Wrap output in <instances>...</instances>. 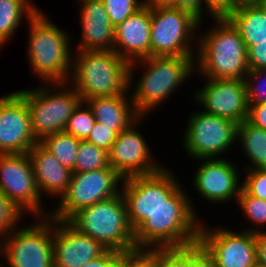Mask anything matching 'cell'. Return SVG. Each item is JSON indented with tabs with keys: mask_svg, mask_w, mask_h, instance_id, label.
Here are the masks:
<instances>
[{
	"mask_svg": "<svg viewBox=\"0 0 266 267\" xmlns=\"http://www.w3.org/2000/svg\"><path fill=\"white\" fill-rule=\"evenodd\" d=\"M182 185L134 230L137 249H163L188 264L197 249L200 219Z\"/></svg>",
	"mask_w": 266,
	"mask_h": 267,
	"instance_id": "6da1fadb",
	"label": "cell"
},
{
	"mask_svg": "<svg viewBox=\"0 0 266 267\" xmlns=\"http://www.w3.org/2000/svg\"><path fill=\"white\" fill-rule=\"evenodd\" d=\"M143 69L136 80L135 71ZM195 73V57H147L130 63L129 91L134 108L147 116L164 105L179 87ZM133 83V84H132ZM135 84V86H134ZM132 91V92H131ZM158 106V107H157Z\"/></svg>",
	"mask_w": 266,
	"mask_h": 267,
	"instance_id": "7a4b0ae2",
	"label": "cell"
},
{
	"mask_svg": "<svg viewBox=\"0 0 266 267\" xmlns=\"http://www.w3.org/2000/svg\"><path fill=\"white\" fill-rule=\"evenodd\" d=\"M206 32L198 30L195 76L212 79H243L248 73V50L238 29L228 18H212Z\"/></svg>",
	"mask_w": 266,
	"mask_h": 267,
	"instance_id": "3957f363",
	"label": "cell"
},
{
	"mask_svg": "<svg viewBox=\"0 0 266 267\" xmlns=\"http://www.w3.org/2000/svg\"><path fill=\"white\" fill-rule=\"evenodd\" d=\"M39 9L26 22L28 25V48L26 51L31 73L42 83L68 82L72 73V37L56 26ZM32 68V69H31Z\"/></svg>",
	"mask_w": 266,
	"mask_h": 267,
	"instance_id": "277c9868",
	"label": "cell"
},
{
	"mask_svg": "<svg viewBox=\"0 0 266 267\" xmlns=\"http://www.w3.org/2000/svg\"><path fill=\"white\" fill-rule=\"evenodd\" d=\"M129 67L130 63L112 50L75 51L68 83L82 101L128 93Z\"/></svg>",
	"mask_w": 266,
	"mask_h": 267,
	"instance_id": "5b68a950",
	"label": "cell"
},
{
	"mask_svg": "<svg viewBox=\"0 0 266 267\" xmlns=\"http://www.w3.org/2000/svg\"><path fill=\"white\" fill-rule=\"evenodd\" d=\"M67 222L108 249L119 252L137 249L121 191L111 198L79 209Z\"/></svg>",
	"mask_w": 266,
	"mask_h": 267,
	"instance_id": "8992f818",
	"label": "cell"
},
{
	"mask_svg": "<svg viewBox=\"0 0 266 267\" xmlns=\"http://www.w3.org/2000/svg\"><path fill=\"white\" fill-rule=\"evenodd\" d=\"M41 84L37 88L16 91L28 105L31 129L37 142L64 132L69 117L82 102L68 82Z\"/></svg>",
	"mask_w": 266,
	"mask_h": 267,
	"instance_id": "52a82bcc",
	"label": "cell"
},
{
	"mask_svg": "<svg viewBox=\"0 0 266 267\" xmlns=\"http://www.w3.org/2000/svg\"><path fill=\"white\" fill-rule=\"evenodd\" d=\"M206 224L201 221L197 249L187 267H252L257 262L254 232Z\"/></svg>",
	"mask_w": 266,
	"mask_h": 267,
	"instance_id": "ba28073f",
	"label": "cell"
},
{
	"mask_svg": "<svg viewBox=\"0 0 266 267\" xmlns=\"http://www.w3.org/2000/svg\"><path fill=\"white\" fill-rule=\"evenodd\" d=\"M199 24L187 11L172 6L152 8L150 56L195 57Z\"/></svg>",
	"mask_w": 266,
	"mask_h": 267,
	"instance_id": "9c48e42d",
	"label": "cell"
},
{
	"mask_svg": "<svg viewBox=\"0 0 266 267\" xmlns=\"http://www.w3.org/2000/svg\"><path fill=\"white\" fill-rule=\"evenodd\" d=\"M20 227L0 240V258L5 261L0 267H54L53 217H35Z\"/></svg>",
	"mask_w": 266,
	"mask_h": 267,
	"instance_id": "30bf717a",
	"label": "cell"
},
{
	"mask_svg": "<svg viewBox=\"0 0 266 267\" xmlns=\"http://www.w3.org/2000/svg\"><path fill=\"white\" fill-rule=\"evenodd\" d=\"M191 113L181 142L187 157L192 160L223 158L221 155L231 152L232 145L237 143V123L203 109Z\"/></svg>",
	"mask_w": 266,
	"mask_h": 267,
	"instance_id": "8fae6325",
	"label": "cell"
},
{
	"mask_svg": "<svg viewBox=\"0 0 266 267\" xmlns=\"http://www.w3.org/2000/svg\"><path fill=\"white\" fill-rule=\"evenodd\" d=\"M166 165L159 171L123 179L121 193L127 206L129 224L135 230L152 212L161 207L182 185ZM180 182V183H179Z\"/></svg>",
	"mask_w": 266,
	"mask_h": 267,
	"instance_id": "7c38bea8",
	"label": "cell"
},
{
	"mask_svg": "<svg viewBox=\"0 0 266 267\" xmlns=\"http://www.w3.org/2000/svg\"><path fill=\"white\" fill-rule=\"evenodd\" d=\"M122 182L123 178L112 167L74 172L68 190L59 199L56 209H51L50 216L67 221L79 209L117 195Z\"/></svg>",
	"mask_w": 266,
	"mask_h": 267,
	"instance_id": "4fadbf2b",
	"label": "cell"
},
{
	"mask_svg": "<svg viewBox=\"0 0 266 267\" xmlns=\"http://www.w3.org/2000/svg\"><path fill=\"white\" fill-rule=\"evenodd\" d=\"M0 192L25 216H50L38 191L28 153L0 154Z\"/></svg>",
	"mask_w": 266,
	"mask_h": 267,
	"instance_id": "5bb4252c",
	"label": "cell"
},
{
	"mask_svg": "<svg viewBox=\"0 0 266 267\" xmlns=\"http://www.w3.org/2000/svg\"><path fill=\"white\" fill-rule=\"evenodd\" d=\"M147 116H140L129 127L118 134L109 154V165L123 178L149 175L165 165L153 157L152 148L142 135L140 125ZM139 126V127H138Z\"/></svg>",
	"mask_w": 266,
	"mask_h": 267,
	"instance_id": "9a60e30c",
	"label": "cell"
},
{
	"mask_svg": "<svg viewBox=\"0 0 266 267\" xmlns=\"http://www.w3.org/2000/svg\"><path fill=\"white\" fill-rule=\"evenodd\" d=\"M227 158V159H226ZM198 159L199 166L192 177V188L209 204L237 202L242 188V173L228 157ZM232 162H231V161ZM201 163V164H200Z\"/></svg>",
	"mask_w": 266,
	"mask_h": 267,
	"instance_id": "2e32d148",
	"label": "cell"
},
{
	"mask_svg": "<svg viewBox=\"0 0 266 267\" xmlns=\"http://www.w3.org/2000/svg\"><path fill=\"white\" fill-rule=\"evenodd\" d=\"M206 84L194 91L203 111L241 124L248 116L246 86L243 79L204 78Z\"/></svg>",
	"mask_w": 266,
	"mask_h": 267,
	"instance_id": "e0dca14e",
	"label": "cell"
},
{
	"mask_svg": "<svg viewBox=\"0 0 266 267\" xmlns=\"http://www.w3.org/2000/svg\"><path fill=\"white\" fill-rule=\"evenodd\" d=\"M36 143L26 101L16 91L0 96V154L28 153Z\"/></svg>",
	"mask_w": 266,
	"mask_h": 267,
	"instance_id": "ac0fdd59",
	"label": "cell"
},
{
	"mask_svg": "<svg viewBox=\"0 0 266 267\" xmlns=\"http://www.w3.org/2000/svg\"><path fill=\"white\" fill-rule=\"evenodd\" d=\"M52 247L54 267H81L108 250L101 242L78 232L67 221L55 218Z\"/></svg>",
	"mask_w": 266,
	"mask_h": 267,
	"instance_id": "d6986e66",
	"label": "cell"
},
{
	"mask_svg": "<svg viewBox=\"0 0 266 267\" xmlns=\"http://www.w3.org/2000/svg\"><path fill=\"white\" fill-rule=\"evenodd\" d=\"M151 9L142 6L114 28V51L127 62L150 57Z\"/></svg>",
	"mask_w": 266,
	"mask_h": 267,
	"instance_id": "ffe728a7",
	"label": "cell"
},
{
	"mask_svg": "<svg viewBox=\"0 0 266 267\" xmlns=\"http://www.w3.org/2000/svg\"><path fill=\"white\" fill-rule=\"evenodd\" d=\"M81 39L74 48L82 50L114 51L115 32L101 0H79Z\"/></svg>",
	"mask_w": 266,
	"mask_h": 267,
	"instance_id": "44dd1931",
	"label": "cell"
},
{
	"mask_svg": "<svg viewBox=\"0 0 266 267\" xmlns=\"http://www.w3.org/2000/svg\"><path fill=\"white\" fill-rule=\"evenodd\" d=\"M28 154L33 165L36 185L42 198L50 196L51 199L53 197L60 199L68 190L72 170L62 165L39 142L28 151Z\"/></svg>",
	"mask_w": 266,
	"mask_h": 267,
	"instance_id": "7402d4cb",
	"label": "cell"
},
{
	"mask_svg": "<svg viewBox=\"0 0 266 267\" xmlns=\"http://www.w3.org/2000/svg\"><path fill=\"white\" fill-rule=\"evenodd\" d=\"M84 102L95 120L118 134L135 122L140 115L134 108L130 93L115 96L93 97Z\"/></svg>",
	"mask_w": 266,
	"mask_h": 267,
	"instance_id": "603a6c76",
	"label": "cell"
},
{
	"mask_svg": "<svg viewBox=\"0 0 266 267\" xmlns=\"http://www.w3.org/2000/svg\"><path fill=\"white\" fill-rule=\"evenodd\" d=\"M227 18L238 29L247 49L266 39V2L238 7Z\"/></svg>",
	"mask_w": 266,
	"mask_h": 267,
	"instance_id": "cb8c5ba5",
	"label": "cell"
},
{
	"mask_svg": "<svg viewBox=\"0 0 266 267\" xmlns=\"http://www.w3.org/2000/svg\"><path fill=\"white\" fill-rule=\"evenodd\" d=\"M236 146L240 148L249 160L244 170L266 168V130L251 124L247 119L238 124Z\"/></svg>",
	"mask_w": 266,
	"mask_h": 267,
	"instance_id": "d4e9b609",
	"label": "cell"
},
{
	"mask_svg": "<svg viewBox=\"0 0 266 267\" xmlns=\"http://www.w3.org/2000/svg\"><path fill=\"white\" fill-rule=\"evenodd\" d=\"M39 10L32 0H0V51L20 28Z\"/></svg>",
	"mask_w": 266,
	"mask_h": 267,
	"instance_id": "484cf974",
	"label": "cell"
},
{
	"mask_svg": "<svg viewBox=\"0 0 266 267\" xmlns=\"http://www.w3.org/2000/svg\"><path fill=\"white\" fill-rule=\"evenodd\" d=\"M117 267H187V264L167 250L134 249L120 252Z\"/></svg>",
	"mask_w": 266,
	"mask_h": 267,
	"instance_id": "4316f807",
	"label": "cell"
},
{
	"mask_svg": "<svg viewBox=\"0 0 266 267\" xmlns=\"http://www.w3.org/2000/svg\"><path fill=\"white\" fill-rule=\"evenodd\" d=\"M65 167L74 173V164L80 140L66 132L46 136L39 142Z\"/></svg>",
	"mask_w": 266,
	"mask_h": 267,
	"instance_id": "83f0119b",
	"label": "cell"
},
{
	"mask_svg": "<svg viewBox=\"0 0 266 267\" xmlns=\"http://www.w3.org/2000/svg\"><path fill=\"white\" fill-rule=\"evenodd\" d=\"M236 204L241 214L246 217L245 220L254 225L252 228L242 226L241 230L254 233L266 231V200L251 196L241 188Z\"/></svg>",
	"mask_w": 266,
	"mask_h": 267,
	"instance_id": "f1b7e54d",
	"label": "cell"
},
{
	"mask_svg": "<svg viewBox=\"0 0 266 267\" xmlns=\"http://www.w3.org/2000/svg\"><path fill=\"white\" fill-rule=\"evenodd\" d=\"M74 164V172H90L111 167L108 151L86 140L80 141Z\"/></svg>",
	"mask_w": 266,
	"mask_h": 267,
	"instance_id": "f546056e",
	"label": "cell"
},
{
	"mask_svg": "<svg viewBox=\"0 0 266 267\" xmlns=\"http://www.w3.org/2000/svg\"><path fill=\"white\" fill-rule=\"evenodd\" d=\"M96 120L89 106L82 101L69 117L64 132L80 141L87 140Z\"/></svg>",
	"mask_w": 266,
	"mask_h": 267,
	"instance_id": "4dcf8cb0",
	"label": "cell"
},
{
	"mask_svg": "<svg viewBox=\"0 0 266 267\" xmlns=\"http://www.w3.org/2000/svg\"><path fill=\"white\" fill-rule=\"evenodd\" d=\"M115 28L143 6V0H101Z\"/></svg>",
	"mask_w": 266,
	"mask_h": 267,
	"instance_id": "1f68e13d",
	"label": "cell"
},
{
	"mask_svg": "<svg viewBox=\"0 0 266 267\" xmlns=\"http://www.w3.org/2000/svg\"><path fill=\"white\" fill-rule=\"evenodd\" d=\"M25 216L4 194L0 192V240L7 236Z\"/></svg>",
	"mask_w": 266,
	"mask_h": 267,
	"instance_id": "d6a6232c",
	"label": "cell"
},
{
	"mask_svg": "<svg viewBox=\"0 0 266 267\" xmlns=\"http://www.w3.org/2000/svg\"><path fill=\"white\" fill-rule=\"evenodd\" d=\"M244 82L248 105L266 103V70H248Z\"/></svg>",
	"mask_w": 266,
	"mask_h": 267,
	"instance_id": "836d02e7",
	"label": "cell"
},
{
	"mask_svg": "<svg viewBox=\"0 0 266 267\" xmlns=\"http://www.w3.org/2000/svg\"><path fill=\"white\" fill-rule=\"evenodd\" d=\"M243 174L246 176L242 188L249 195L266 200V168L245 170Z\"/></svg>",
	"mask_w": 266,
	"mask_h": 267,
	"instance_id": "e575fe53",
	"label": "cell"
},
{
	"mask_svg": "<svg viewBox=\"0 0 266 267\" xmlns=\"http://www.w3.org/2000/svg\"><path fill=\"white\" fill-rule=\"evenodd\" d=\"M117 137L116 131L96 121L86 141L109 152Z\"/></svg>",
	"mask_w": 266,
	"mask_h": 267,
	"instance_id": "d590c367",
	"label": "cell"
},
{
	"mask_svg": "<svg viewBox=\"0 0 266 267\" xmlns=\"http://www.w3.org/2000/svg\"><path fill=\"white\" fill-rule=\"evenodd\" d=\"M203 17L227 18L235 9L232 0H202ZM205 12L207 14H205Z\"/></svg>",
	"mask_w": 266,
	"mask_h": 267,
	"instance_id": "8d00e7d4",
	"label": "cell"
},
{
	"mask_svg": "<svg viewBox=\"0 0 266 267\" xmlns=\"http://www.w3.org/2000/svg\"><path fill=\"white\" fill-rule=\"evenodd\" d=\"M247 50L249 70H266V39L258 40Z\"/></svg>",
	"mask_w": 266,
	"mask_h": 267,
	"instance_id": "74e56055",
	"label": "cell"
},
{
	"mask_svg": "<svg viewBox=\"0 0 266 267\" xmlns=\"http://www.w3.org/2000/svg\"><path fill=\"white\" fill-rule=\"evenodd\" d=\"M247 120L266 130V103L249 105Z\"/></svg>",
	"mask_w": 266,
	"mask_h": 267,
	"instance_id": "f35d334b",
	"label": "cell"
},
{
	"mask_svg": "<svg viewBox=\"0 0 266 267\" xmlns=\"http://www.w3.org/2000/svg\"><path fill=\"white\" fill-rule=\"evenodd\" d=\"M119 251L108 249L102 256L86 262L81 267H117Z\"/></svg>",
	"mask_w": 266,
	"mask_h": 267,
	"instance_id": "ab89813d",
	"label": "cell"
},
{
	"mask_svg": "<svg viewBox=\"0 0 266 267\" xmlns=\"http://www.w3.org/2000/svg\"><path fill=\"white\" fill-rule=\"evenodd\" d=\"M175 8L191 13L200 22L205 20L202 0H175Z\"/></svg>",
	"mask_w": 266,
	"mask_h": 267,
	"instance_id": "60d3db41",
	"label": "cell"
},
{
	"mask_svg": "<svg viewBox=\"0 0 266 267\" xmlns=\"http://www.w3.org/2000/svg\"><path fill=\"white\" fill-rule=\"evenodd\" d=\"M257 263L266 266V231L255 233Z\"/></svg>",
	"mask_w": 266,
	"mask_h": 267,
	"instance_id": "b9f144b4",
	"label": "cell"
},
{
	"mask_svg": "<svg viewBox=\"0 0 266 267\" xmlns=\"http://www.w3.org/2000/svg\"><path fill=\"white\" fill-rule=\"evenodd\" d=\"M143 5L152 9L156 7H175V0H143Z\"/></svg>",
	"mask_w": 266,
	"mask_h": 267,
	"instance_id": "7bdbcfd3",
	"label": "cell"
},
{
	"mask_svg": "<svg viewBox=\"0 0 266 267\" xmlns=\"http://www.w3.org/2000/svg\"><path fill=\"white\" fill-rule=\"evenodd\" d=\"M236 8L247 5H258L265 3V0H232Z\"/></svg>",
	"mask_w": 266,
	"mask_h": 267,
	"instance_id": "ee69618b",
	"label": "cell"
},
{
	"mask_svg": "<svg viewBox=\"0 0 266 267\" xmlns=\"http://www.w3.org/2000/svg\"><path fill=\"white\" fill-rule=\"evenodd\" d=\"M252 267H266V266H263V265L256 262Z\"/></svg>",
	"mask_w": 266,
	"mask_h": 267,
	"instance_id": "f6af8a7d",
	"label": "cell"
}]
</instances>
